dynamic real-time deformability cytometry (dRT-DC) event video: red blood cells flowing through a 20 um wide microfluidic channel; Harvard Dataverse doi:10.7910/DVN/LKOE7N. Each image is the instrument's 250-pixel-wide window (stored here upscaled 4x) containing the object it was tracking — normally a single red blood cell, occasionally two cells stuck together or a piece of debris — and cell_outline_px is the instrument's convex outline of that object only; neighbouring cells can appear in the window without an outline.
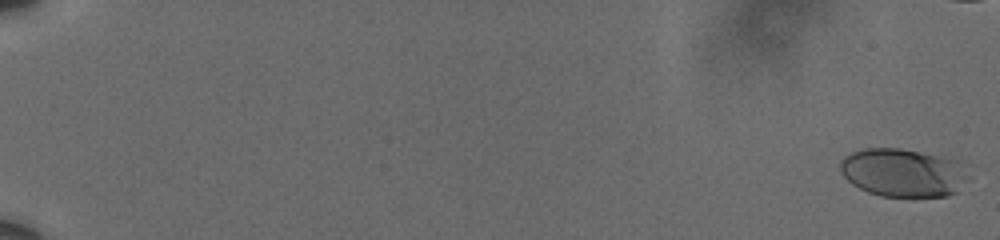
{"species": "human", "species_latin": "Homo sapiens", "temperature_condition": "cold", "stored_images_in_passage": 10, "camera_frame_rate_fps": 3000, "um_per_image_px": 0.085, "donor": {"sex": "male"}, "frame": {"image": 1, "passage_image": 1, "time_ms": 0.0, "image_size_px": [1000, 240], "cell_outline_px": [[956, 192], [948, 196], [880, 196], [868, 192], [852, 184], [844, 176], [840, 168], [840, 160], [844, 156], [852, 152], [868, 148], [900, 148], [956, 160]], "centroid_in_image_um": [76.5, 14.67], "position_along_channel_um": 8.5, "area_um2": 34.1}}